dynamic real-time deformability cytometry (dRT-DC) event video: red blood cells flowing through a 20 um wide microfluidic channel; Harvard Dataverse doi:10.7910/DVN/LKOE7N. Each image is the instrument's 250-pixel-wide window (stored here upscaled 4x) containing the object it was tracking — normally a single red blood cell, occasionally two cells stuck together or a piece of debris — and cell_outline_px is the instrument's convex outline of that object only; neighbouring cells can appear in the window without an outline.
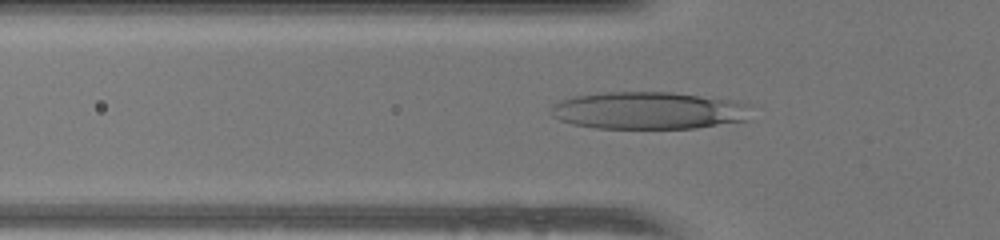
{"species": "human", "species_latin": "Homo sapiens", "temperature_condition": "warm", "stored_images_in_passage": 38, "camera_frame_rate_fps": 3000, "um_per_image_px": 0.085, "donor": {"sex": "female"}, "frame": {"image": 1, "passage_image": 4, "time_ms": 1.0, "image_size_px": [1000, 240], "cell_outline_px": [[748, 120], [696, 128], [596, 128], [572, 124], [560, 120], [552, 116], [552, 104], [560, 100], [572, 96], [600, 92], [672, 92], [732, 100], [748, 104]], "centroid_in_image_um": [55.09, 9.39], "position_along_channel_um": 70.7, "area_um2": 43.64}}
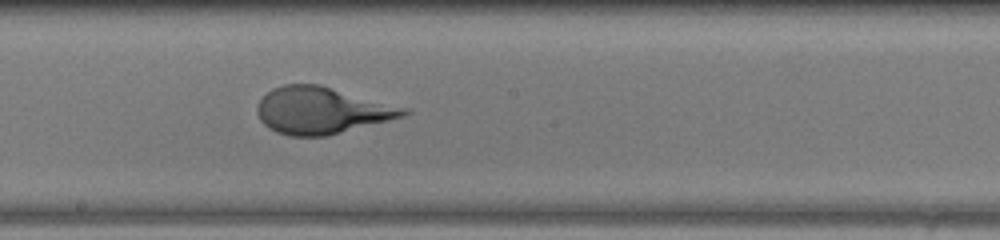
{"frame": {"image": 2, "passage_image": 15, "time_ms": 4.667, "image_size_px": [1000, 240], "cell_outline_px": [[412, 112], [404, 116], [324, 136], [292, 136], [276, 132], [268, 128], [260, 120], [256, 112], [256, 108], [260, 100], [272, 88], [284, 84], [320, 84], [408, 108]], "centroid_in_image_um": [27.32, 9.37], "position_along_channel_um": 220.9, "area_um2": 39.71}}
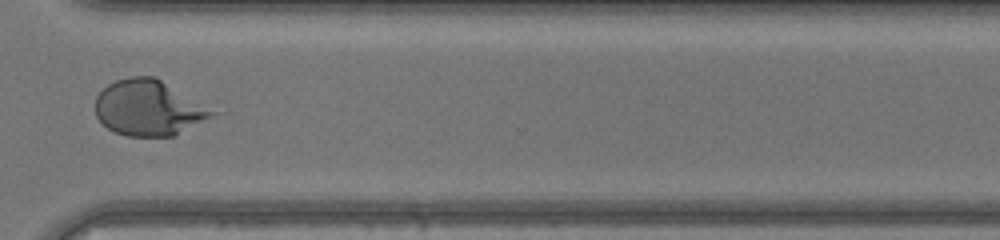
{"frame": {"image": 3, "passage_image": 25, "time_ms": 8.0, "image_size_px": [1000, 240], "cell_outline_px": [[224, 112], [172, 136], [128, 136], [116, 132], [108, 128], [96, 116], [96, 96], [108, 84], [116, 80], [128, 76], [152, 76]], "centroid_in_image_um": [12.72, 9.16], "position_along_channel_um": 357.9, "area_um2": 38.15}}